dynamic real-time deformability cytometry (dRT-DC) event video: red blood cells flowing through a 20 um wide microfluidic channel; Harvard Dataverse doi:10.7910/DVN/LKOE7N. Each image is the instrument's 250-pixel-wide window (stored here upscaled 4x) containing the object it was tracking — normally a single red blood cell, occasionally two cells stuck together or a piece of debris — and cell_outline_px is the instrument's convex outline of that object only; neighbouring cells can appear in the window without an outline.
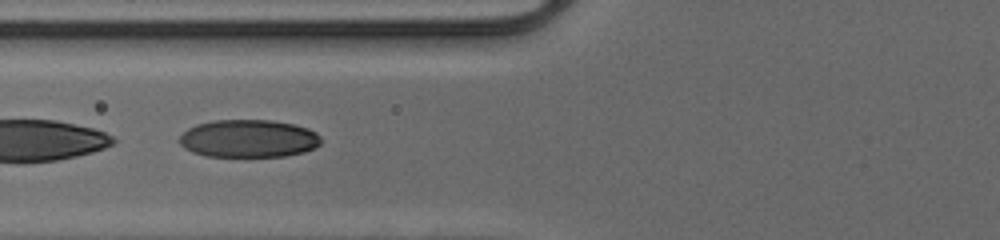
{"species": "human", "species_latin": "Homo sapiens", "temperature_condition": "cold", "stored_images_in_passage": 36, "segment_of_instrument_passage": [2, 2], "camera_frame_rate_fps": 3000, "um_per_image_px": 0.085, "donor": {"sex": "male"}, "frame": {"image": 1, "passage_image": 8, "time_ms": 2.333, "image_size_px": [1000, 240], "cell_outline_px": [[320, 144], [304, 152], [284, 156], [204, 156], [192, 152], [184, 148], [176, 140], [188, 128], [196, 124], [212, 120], [272, 120], [292, 124], [308, 128], [316, 132], [320, 136]], "centroid_in_image_um": [21.08, 11.77], "position_along_channel_um": 104.7, "area_um2": 31.27}}
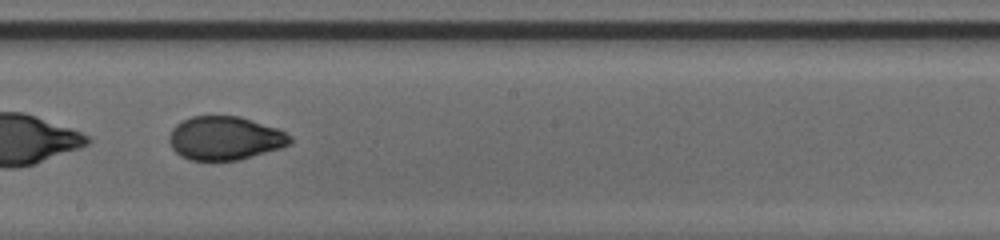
{"frame": {"image": 2, "passage_image": 17, "time_ms": 5.333, "image_size_px": [1000, 240], "cell_outline_px": [[292, 144], [280, 148], [240, 160], [192, 160], [180, 156], [172, 148], [168, 140], [168, 136], [172, 128], [176, 124], [192, 116], [240, 116], [276, 128], [292, 136]], "centroid_in_image_um": [19.11, 11.75], "position_along_channel_um": 229.1, "area_um2": 30.75}}
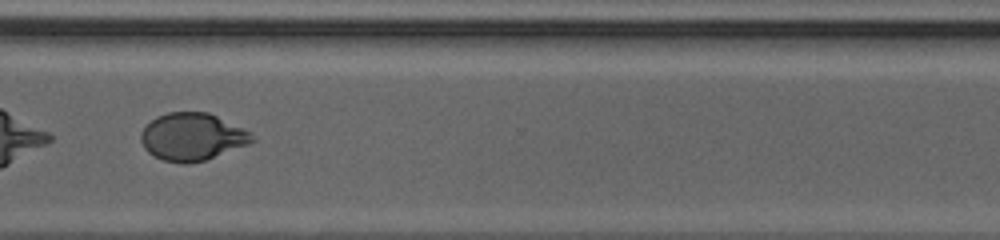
{"frame": {"image": 3, "passage_image": 26, "time_ms": 8.333, "image_size_px": [1000, 240], "cell_outline_px": [[256, 140], [248, 144], [204, 160], [184, 164], [164, 160], [148, 152], [144, 148], [140, 140], [140, 132], [156, 116], [168, 112], [208, 112], [248, 132]], "centroid_in_image_um": [16.28, 11.63], "position_along_channel_um": 354.3, "area_um2": 30.17}}